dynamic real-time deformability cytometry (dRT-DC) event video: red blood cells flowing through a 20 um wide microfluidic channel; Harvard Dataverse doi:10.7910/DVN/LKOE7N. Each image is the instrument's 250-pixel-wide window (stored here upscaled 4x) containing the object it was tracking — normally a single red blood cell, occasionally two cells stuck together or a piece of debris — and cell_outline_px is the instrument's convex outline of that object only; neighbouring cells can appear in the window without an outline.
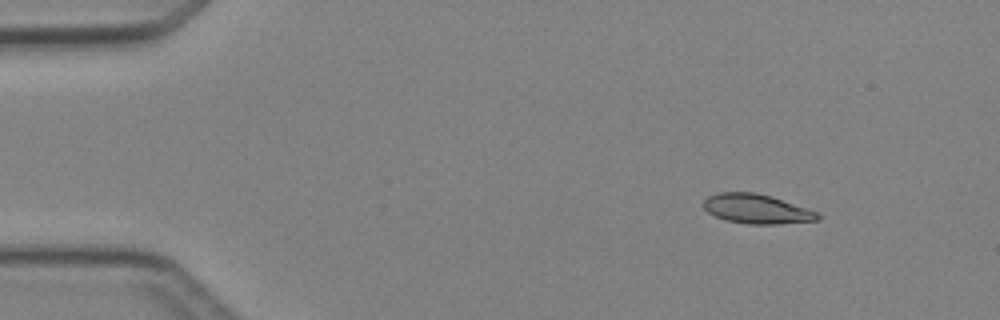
{"species": "Egyptian fruit bat (a non-hibernating species)", "species_latin": "Rousettus aegyptiacus", "temperature_condition": "cold", "stored_images_in_passage": 3, "camera_frame_rate_fps": 3000, "um_per_image_px": 0.085, "animal": {"sex": "female"}, "frame": {"image": 1, "passage_image": 1, "time_ms": 0.0, "image_size_px": [1000, 320], "cell_outline_px": [[820, 220], [776, 224], [748, 224], [724, 220], [708, 212], [704, 208], [704, 200], [708, 196], [720, 192], [756, 192], [772, 196], [816, 212], [820, 216]], "centroid_in_image_um": [64.29, 17.76], "position_along_channel_um": 20.7, "area_um2": 19.48}}